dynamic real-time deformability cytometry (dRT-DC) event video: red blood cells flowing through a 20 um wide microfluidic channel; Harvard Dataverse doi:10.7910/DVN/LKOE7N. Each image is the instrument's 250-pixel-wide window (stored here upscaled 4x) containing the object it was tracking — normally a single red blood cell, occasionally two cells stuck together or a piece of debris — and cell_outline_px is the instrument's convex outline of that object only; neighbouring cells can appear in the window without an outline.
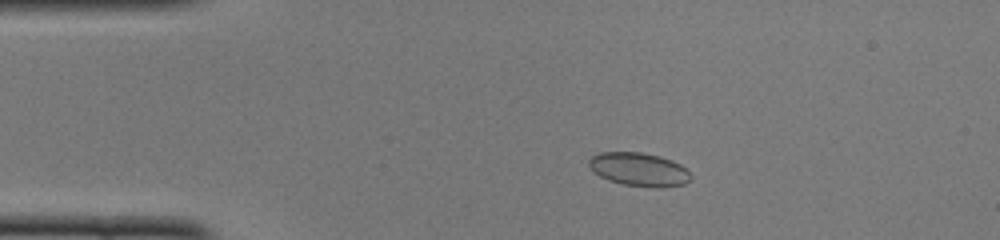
{"species": "common noctule bat (a hibernating species)", "species_latin": "Nyctalus noctula", "temperature_condition": "cold", "stored_images_in_passage": 49, "camera_frame_rate_fps": 3000, "um_per_image_px": 0.085, "animal": {"sex": "female", "body_mass_g": 22.0, "forearm_length_mm": 56.7}, "frame": {"image": 1, "passage_image": 9, "time_ms": 2.667, "image_size_px": [1000, 240], "cell_outline_px": [[692, 176], [684, 184], [660, 188], [656, 188], [624, 184], [608, 180], [600, 176], [588, 164], [588, 160], [592, 156], [600, 152], [640, 152], [660, 156], [672, 160], [680, 164]], "centroid_in_image_um": [54.32, 14.39], "position_along_channel_um": 30.7, "area_um2": 19.71}}
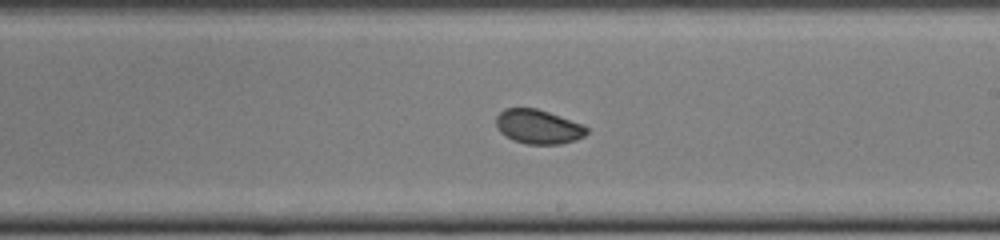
{"frame": {"image": 2, "passage_image": 28, "time_ms": 9.0, "image_size_px": [1000, 240], "cell_outline_px": [[588, 132], [584, 136], [576, 140], [560, 144], [528, 144], [512, 140], [504, 136], [500, 132], [496, 124], [496, 116], [504, 108], [536, 108], [548, 112], [580, 124], [588, 128]], "centroid_in_image_um": [45.71, 10.78], "position_along_channel_um": 243.3, "area_um2": 17.98}}
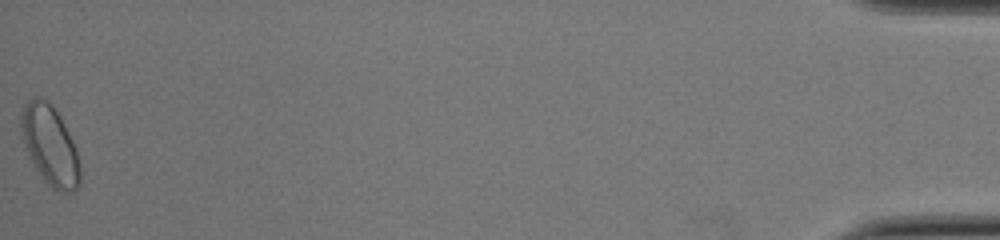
{"frame": {"image": 3, "passage_image": 49, "time_ms": 16.0, "image_size_px": [1000, 240], "cell_outline_px": [[80, 184], [72, 192], [60, 192], [52, 188], [44, 180], [36, 168], [20, 136], [20, 116], [24, 104], [28, 100], [36, 96], [40, 96], [52, 104], [60, 116], [72, 140], [80, 164]], "centroid_in_image_um": [4.23, 12.33], "position_along_channel_um": 431.0, "area_um2": 27.28}, "authors_computed_cell_mechanics": {"area_um2": 18.9584, "velocity_mm_per_s": 4.0843, "shape_relaxation_time_tau1_ms": 4.5261, "shape_relaxation_time_tau2_ms": 2.0671, "deformation_change_tau1": 0.0709, "deformation_change_tau2": 0.0321}}